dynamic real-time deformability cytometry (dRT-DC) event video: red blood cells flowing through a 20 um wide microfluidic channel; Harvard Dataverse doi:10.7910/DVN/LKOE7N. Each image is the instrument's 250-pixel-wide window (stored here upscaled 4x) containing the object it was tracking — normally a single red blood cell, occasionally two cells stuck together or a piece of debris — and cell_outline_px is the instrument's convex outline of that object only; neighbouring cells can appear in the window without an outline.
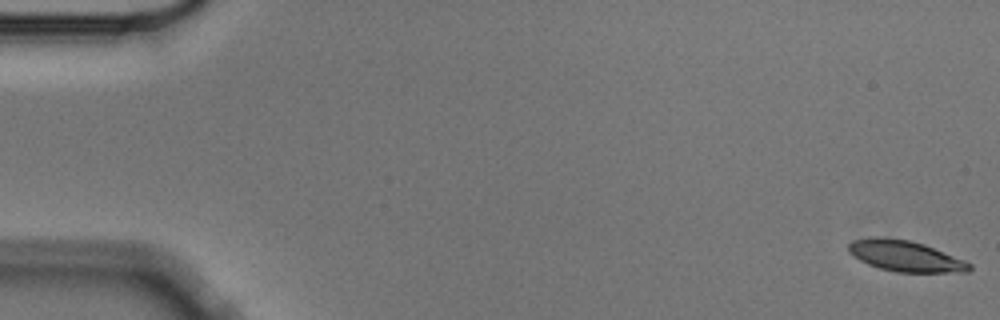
{"species": "Egyptian fruit bat (a non-hibernating species)", "species_latin": "Rousettus aegyptiacus", "temperature_condition": "cold", "stored_images_in_passage": 4, "camera_frame_rate_fps": 3000, "um_per_image_px": 0.085, "animal": {"sex": "male"}, "frame": {"image": 1, "passage_image": 1, "time_ms": 0.0, "image_size_px": [1000, 320], "cell_outline_px": [[972, 268], [968, 272], [896, 272], [880, 268], [868, 264], [860, 260], [848, 252], [848, 244], [852, 240], [872, 236], [880, 236], [908, 240], [924, 244], [964, 260], [972, 264]], "centroid_in_image_um": [76.93, 21.75], "position_along_channel_um": 8.1, "area_um2": 21.79}}
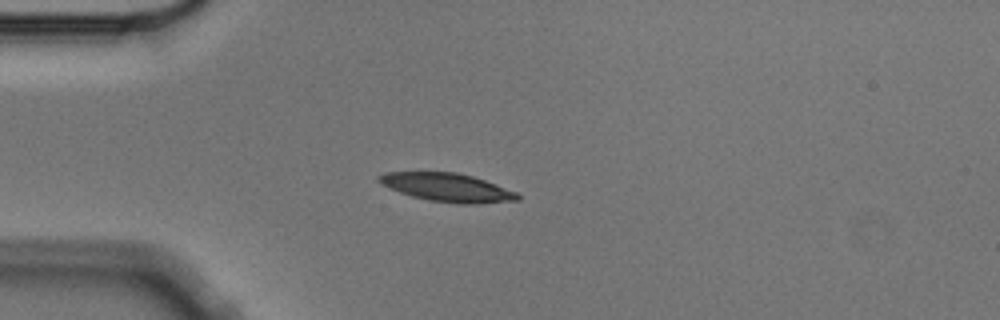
{"frame": {"image": 2, "passage_image": 4, "time_ms": 1.0, "image_size_px": [1000, 320], "cell_outline_px": [[520, 200], [476, 204], [460, 204], [428, 200], [412, 196], [400, 192], [380, 184], [376, 180], [376, 176], [384, 172], [456, 172], [472, 176], [484, 180], [516, 192], [520, 196]], "centroid_in_image_um": [37.98, 15.93], "position_along_channel_um": 47.0, "area_um2": 22.95}}